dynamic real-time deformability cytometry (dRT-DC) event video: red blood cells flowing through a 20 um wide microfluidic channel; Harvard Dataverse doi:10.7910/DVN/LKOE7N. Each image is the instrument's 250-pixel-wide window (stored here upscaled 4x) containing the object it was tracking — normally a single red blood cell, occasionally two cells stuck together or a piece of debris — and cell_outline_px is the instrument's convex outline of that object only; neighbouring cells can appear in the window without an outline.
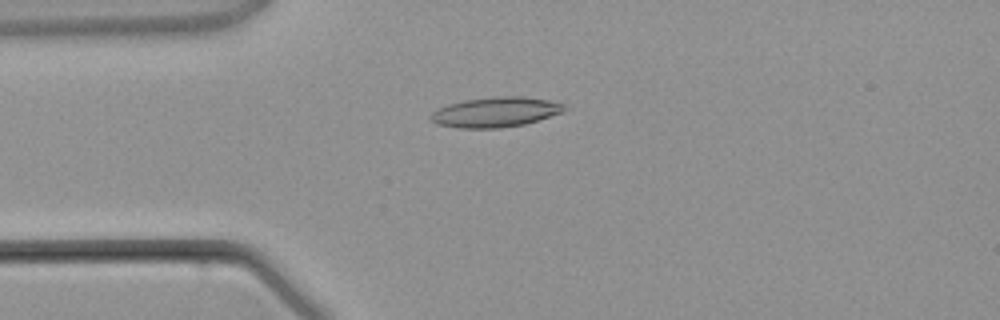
{"species": "common noctule bat (a hibernating species)", "species_latin": "Nyctalus noctula", "temperature_condition": "warm", "stored_images_in_passage": 1, "camera_frame_rate_fps": 3000, "um_per_image_px": 0.085, "animal": {"sex": "male", "body_mass_g": 21.5, "forearm_length_mm": 52.0}, "frame": {"image": 1, "passage_image": 1, "time_ms": 0.0, "image_size_px": [1000, 320], "cell_outline_px": [[564, 112], [524, 124], [500, 128], [460, 128], [436, 124], [428, 116], [432, 112], [448, 104], [464, 100], [496, 96], [520, 96], [548, 100], [564, 104]], "centroid_in_image_um": [42.1, 9.53], "position_along_channel_um": 42.9, "area_um2": 23.24}}